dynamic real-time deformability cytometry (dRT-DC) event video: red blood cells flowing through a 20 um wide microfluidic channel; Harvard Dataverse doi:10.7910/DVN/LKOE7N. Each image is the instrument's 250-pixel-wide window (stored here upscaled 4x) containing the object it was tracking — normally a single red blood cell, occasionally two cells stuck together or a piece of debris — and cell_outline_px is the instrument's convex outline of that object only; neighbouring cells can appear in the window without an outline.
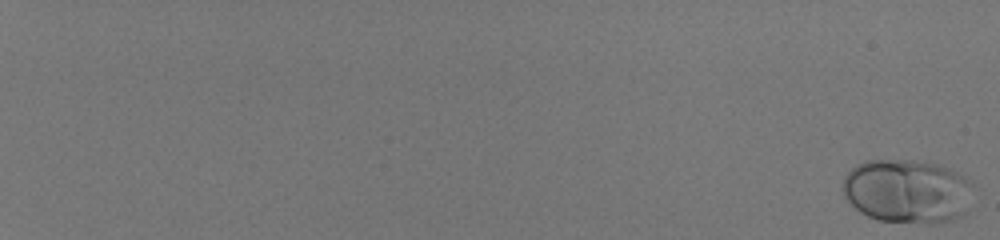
{"species": "human", "species_latin": "Homo sapiens", "temperature_condition": "room temperature", "stored_images_in_passage": 56, "camera_frame_rate_fps": 3000, "um_per_image_px": 0.085, "donor": {"sex": "male"}, "frame": {"image": 1, "passage_image": 1, "time_ms": 0.0, "image_size_px": [1000, 240], "cell_outline_px": [[972, 184], [968, 212], [960, 216], [948, 220], [932, 224], [880, 220], [868, 216], [860, 212], [844, 196], [844, 176], [856, 164], [864, 160], [908, 160], [936, 164], [948, 168], [964, 176]], "centroid_in_image_um": [77.12, 16.25], "position_along_channel_um": 7.9, "area_um2": 48.49}}
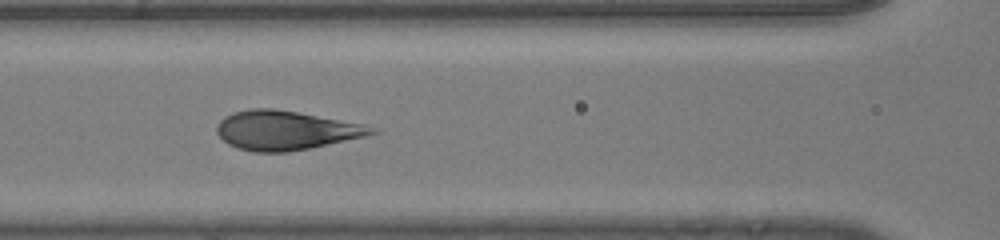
{"frame": {"image": 2, "passage_image": 32, "time_ms": 10.333, "image_size_px": [1000, 240], "cell_outline_px": [[380, 132], [364, 136], [308, 148], [288, 152], [252, 152], [236, 148], [228, 144], [216, 132], [216, 124], [224, 116], [232, 112], [252, 108], [272, 108], [368, 124], [376, 128]], "centroid_in_image_um": [24.26, 11.07], "position_along_channel_um": 142.3, "area_um2": 35.37}}
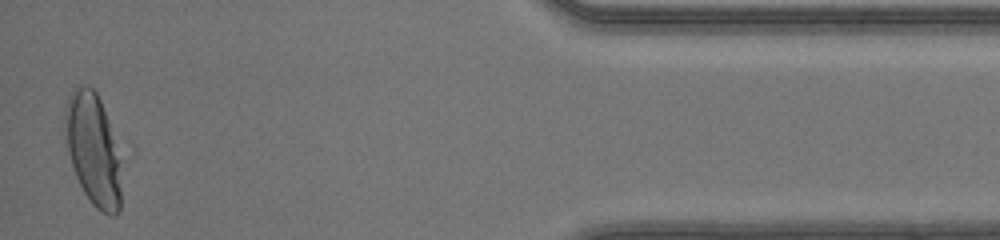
{"frame": {"image": 3, "passage_image": 56, "time_ms": 18.333, "image_size_px": [1000, 240], "cell_outline_px": [[120, 212], [116, 216], [112, 216], [100, 212], [92, 204], [84, 192], [76, 176], [68, 152], [64, 116], [64, 108], [68, 96], [72, 88], [76, 84], [88, 84], [96, 92], [100, 100], [108, 124], [112, 140], [116, 160], [120, 188]], "centroid_in_image_um": [7.84, 12.68], "position_along_channel_um": 427.4, "area_um2": 35.55}, "authors_computed_cell_mechanics": {"area_um2": 37.1076, "velocity_mm_per_s": 4.165, "shape_relaxation_time_tau1_ms": 3.601, "shape_relaxation_time_tau2_ms": null, "deformation_change_tau1": 0.1936, "deformation_change_tau2": null}}